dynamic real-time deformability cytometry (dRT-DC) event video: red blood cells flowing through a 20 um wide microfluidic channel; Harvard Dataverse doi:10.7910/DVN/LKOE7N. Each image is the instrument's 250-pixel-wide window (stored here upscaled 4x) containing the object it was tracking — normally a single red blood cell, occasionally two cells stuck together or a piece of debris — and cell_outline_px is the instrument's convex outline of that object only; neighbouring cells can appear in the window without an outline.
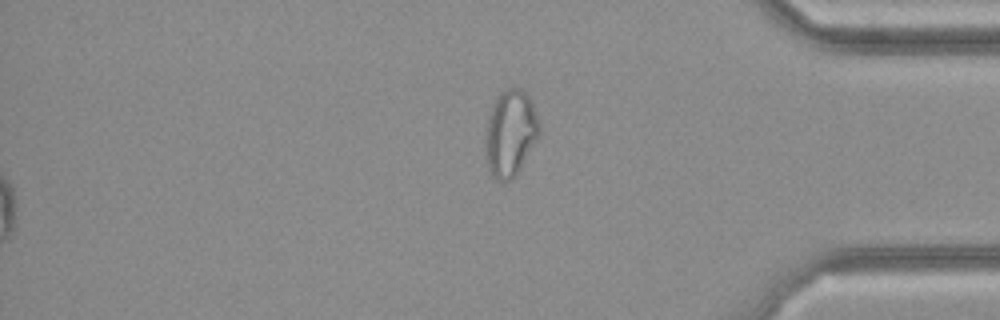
{"species": "common noctule bat (a hibernating species)", "species_latin": "Nyctalus noctula", "temperature_condition": "cold", "stored_images_in_passage": 31, "camera_frame_rate_fps": 3000, "um_per_image_px": 0.085, "animal": {"sex": "female", "body_mass_g": 21.9}, "frame": {"image": 1, "passage_image": 31, "time_ms": 10.0, "image_size_px": [1000, 320], "cell_outline_px": [[540, 132], [536, 140], [516, 176], [512, 180], [496, 180], [492, 176], [488, 168], [484, 152], [484, 132], [488, 116], [492, 104], [500, 92], [512, 84], [520, 88], [528, 96], [532, 104], [540, 128]], "centroid_in_image_um": [43.33, 11.31], "position_along_channel_um": 391.9, "area_um2": 27.51}}